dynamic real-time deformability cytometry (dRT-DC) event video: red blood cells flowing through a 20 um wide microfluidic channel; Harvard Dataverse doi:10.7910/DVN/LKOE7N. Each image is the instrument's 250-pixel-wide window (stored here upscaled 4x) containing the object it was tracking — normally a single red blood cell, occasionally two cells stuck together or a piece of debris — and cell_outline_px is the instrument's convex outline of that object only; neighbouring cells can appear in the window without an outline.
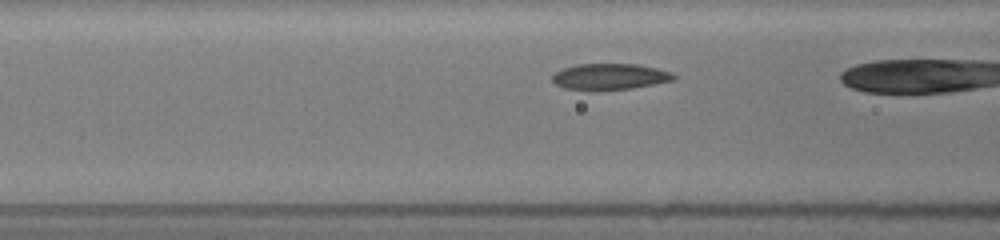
{"species": "common noctule bat (a hibernating species)", "species_latin": "Nyctalus noctula", "temperature_condition": "room temperature", "stored_images_in_passage": 7, "camera_frame_rate_fps": 3000, "um_per_image_px": 0.085, "animal": {"sex": "female", "body_mass_g": 19.5, "forearm_length_mm": 54.1}, "frame": {"image": 1, "passage_image": 5, "time_ms": 1.333, "image_size_px": [1000, 240], "cell_outline_px": [[676, 76], [672, 80], [656, 84], [632, 88], [596, 92], [592, 92], [564, 88], [556, 84], [552, 80], [552, 76], [556, 72], [564, 68], [576, 64], [636, 64], [656, 68], [672, 72]], "centroid_in_image_um": [51.81, 6.54], "position_along_channel_um": 114.8, "area_um2": 18.84}}